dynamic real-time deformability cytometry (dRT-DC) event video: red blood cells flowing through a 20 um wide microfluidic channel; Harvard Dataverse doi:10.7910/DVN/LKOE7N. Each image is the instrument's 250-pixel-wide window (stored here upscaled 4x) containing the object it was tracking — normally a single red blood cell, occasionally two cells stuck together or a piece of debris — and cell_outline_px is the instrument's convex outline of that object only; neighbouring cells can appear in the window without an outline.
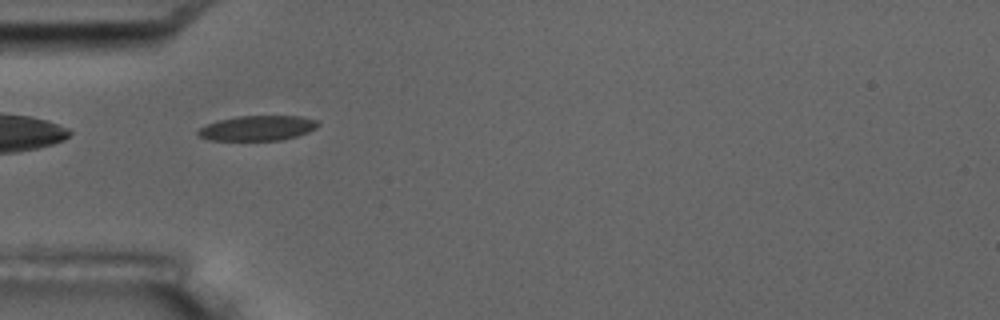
{"species": "common noctule bat (a hibernating species)", "species_latin": "Nyctalus noctula", "temperature_condition": "room temperature", "stored_images_in_passage": 5, "camera_frame_rate_fps": 3000, "um_per_image_px": 0.085, "animal": {"sex": "male", "body_mass_g": 17.5, "forearm_length_mm": 52.3}, "frame": {"image": 1, "passage_image": 4, "time_ms": 4.333, "image_size_px": [1000, 320], "cell_outline_px": [[320, 124], [316, 128], [308, 132], [296, 136], [280, 140], [208, 140], [196, 136], [196, 132], [200, 128], [216, 120], [236, 116], [300, 116], [320, 120]], "centroid_in_image_um": [21.88, 10.88], "position_along_channel_um": 63.1, "area_um2": 17.69}}